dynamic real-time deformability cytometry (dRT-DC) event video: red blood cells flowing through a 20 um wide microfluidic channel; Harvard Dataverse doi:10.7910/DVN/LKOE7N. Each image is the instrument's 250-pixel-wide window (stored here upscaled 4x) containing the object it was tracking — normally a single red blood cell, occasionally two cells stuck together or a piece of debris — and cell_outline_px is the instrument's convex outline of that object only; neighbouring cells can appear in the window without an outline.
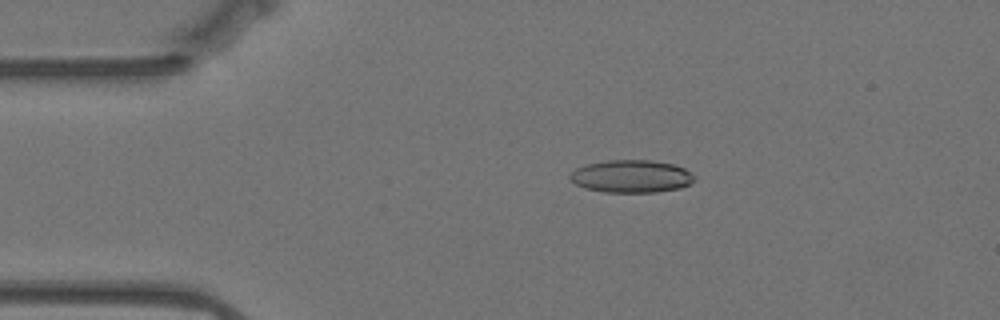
{"species": "Egyptian fruit bat (a non-hibernating species)", "species_latin": "Rousettus aegyptiacus", "temperature_condition": "warm", "stored_images_in_passage": 57, "camera_frame_rate_fps": 3000, "um_per_image_px": 0.085, "animal": {"sex": "female"}, "frame": {"image": 1, "passage_image": 11, "time_ms": 3.333, "image_size_px": [1000, 320], "cell_outline_px": [[696, 180], [680, 188], [656, 192], [604, 192], [584, 188], [576, 184], [568, 176], [576, 168], [588, 164], [608, 160], [652, 160], [672, 164], [684, 168], [696, 176]], "centroid_in_image_um": [53.68, 14.99], "position_along_channel_um": 31.3, "area_um2": 23.64}}
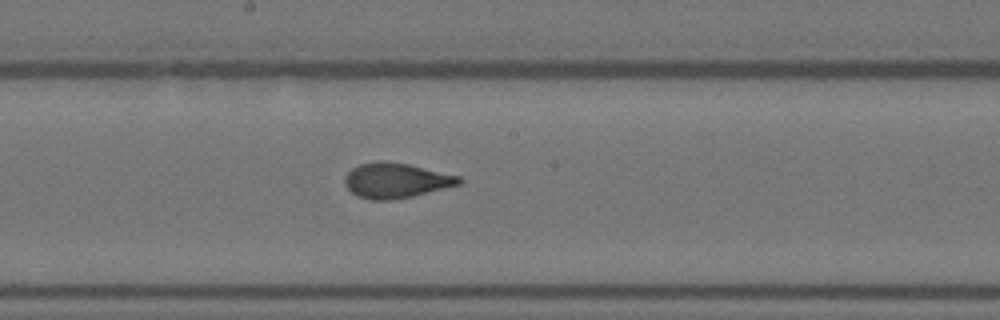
{"frame": {"image": 2, "passage_image": 30, "time_ms": 9.667, "image_size_px": [1000, 320], "cell_outline_px": [[464, 180], [460, 184], [412, 196], [392, 200], [372, 200], [356, 196], [344, 184], [344, 176], [352, 168], [360, 164], [380, 160], [408, 164], [460, 176]], "centroid_in_image_um": [33.63, 15.34], "position_along_channel_um": 214.6, "area_um2": 23.29}}
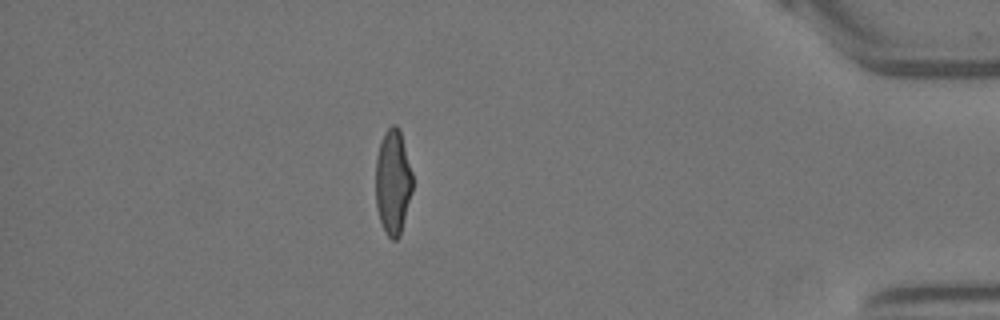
{"frame": {"image": 3, "passage_image": 50, "time_ms": 16.333, "image_size_px": [1000, 320], "cell_outline_px": [[412, 192], [400, 236], [396, 240], [392, 240], [384, 232], [376, 208], [376, 156], [384, 132], [392, 124], [396, 124], [400, 128], [412, 172]], "centroid_in_image_um": [33.4, 15.47], "position_along_channel_um": 401.8, "area_um2": 22.77}, "authors_computed_cell_mechanics": {"area_um2": 23.1778, "velocity_mm_per_s": 3.524, "shape_relaxation_time_tau1_ms": 8.2095, "shape_relaxation_time_tau2_ms": 1.2175, "deformation_change_tau1": 0.2428, "deformation_change_tau2": 0.0856}}